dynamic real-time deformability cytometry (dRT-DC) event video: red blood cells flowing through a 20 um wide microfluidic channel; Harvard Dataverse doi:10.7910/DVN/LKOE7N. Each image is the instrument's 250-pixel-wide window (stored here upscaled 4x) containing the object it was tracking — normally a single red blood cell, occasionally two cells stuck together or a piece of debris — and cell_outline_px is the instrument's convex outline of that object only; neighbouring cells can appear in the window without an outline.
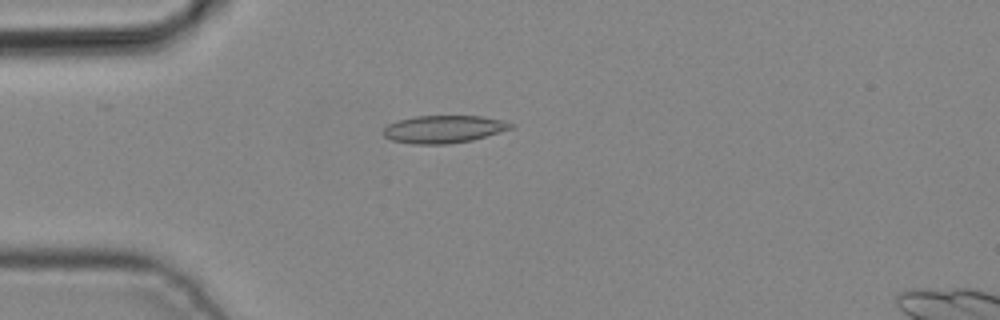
{"species": "common noctule bat (a hibernating species)", "species_latin": "Nyctalus noctula", "temperature_condition": "cold", "stored_images_in_passage": 5, "camera_frame_rate_fps": 3000, "um_per_image_px": 0.085, "animal": {"sex": "male", "body_mass_g": 19.2, "forearm_length_mm": 51.8}, "frame": {"image": 1, "passage_image": 4, "time_ms": 1.0, "image_size_px": [1000, 320], "cell_outline_px": [[512, 128], [472, 140], [448, 144], [412, 144], [392, 140], [384, 136], [384, 128], [388, 124], [400, 120], [416, 116], [480, 116], [504, 120], [512, 124]], "centroid_in_image_um": [37.7, 10.98], "position_along_channel_um": 47.3, "area_um2": 20.29}}